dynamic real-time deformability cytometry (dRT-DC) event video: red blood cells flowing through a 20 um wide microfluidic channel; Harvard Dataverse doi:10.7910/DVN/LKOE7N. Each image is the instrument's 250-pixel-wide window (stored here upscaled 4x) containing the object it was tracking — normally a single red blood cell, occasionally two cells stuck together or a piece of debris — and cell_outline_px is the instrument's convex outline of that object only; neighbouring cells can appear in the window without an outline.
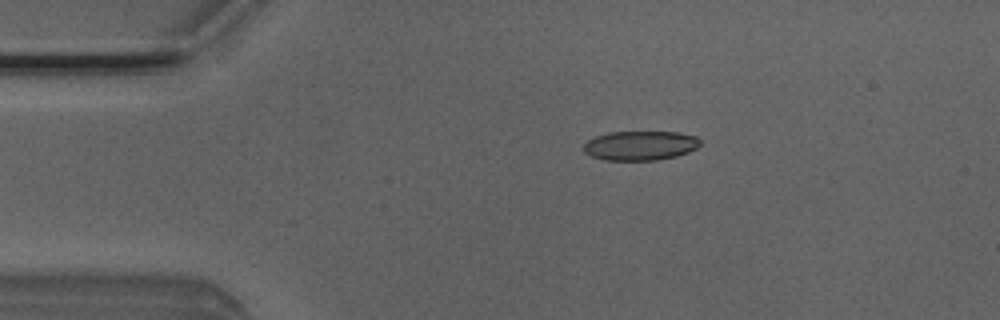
{"species": "Egyptian fruit bat (a non-hibernating species)", "species_latin": "Rousettus aegyptiacus", "temperature_condition": "room temperature", "stored_images_in_passage": 29, "camera_frame_rate_fps": 3000, "um_per_image_px": 0.085, "animal": {"sex": "male"}, "frame": {"image": 1, "passage_image": 1, "time_ms": 0.0, "image_size_px": [1000, 320], "cell_outline_px": [[700, 144], [696, 148], [688, 152], [676, 156], [656, 160], [604, 160], [592, 156], [584, 152], [584, 144], [588, 140], [596, 136], [608, 132], [680, 132], [696, 136], [700, 140]], "centroid_in_image_um": [54.43, 12.37], "position_along_channel_um": 30.6, "area_um2": 19.94}}
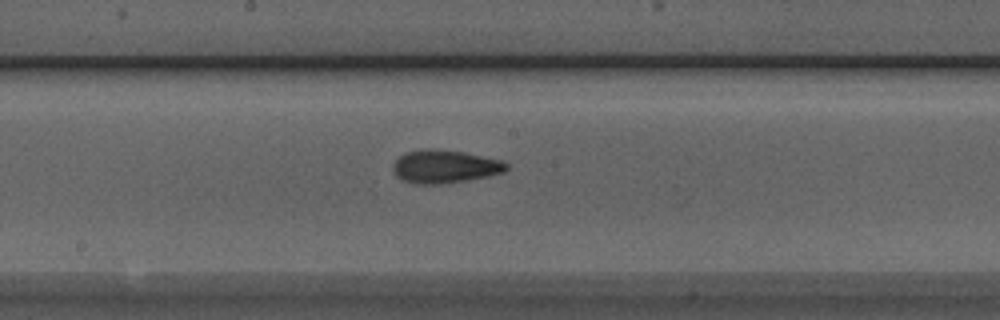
{"frame": {"image": 2, "passage_image": 18, "time_ms": 5.667, "image_size_px": [1000, 320], "cell_outline_px": [[508, 168], [504, 172], [488, 176], [468, 180], [440, 184], [412, 184], [400, 180], [396, 176], [392, 168], [392, 164], [404, 152], [424, 148], [436, 148], [464, 152], [504, 160], [508, 164]], "centroid_in_image_um": [37.79, 14.15], "position_along_channel_um": 210.4, "area_um2": 22.37}}
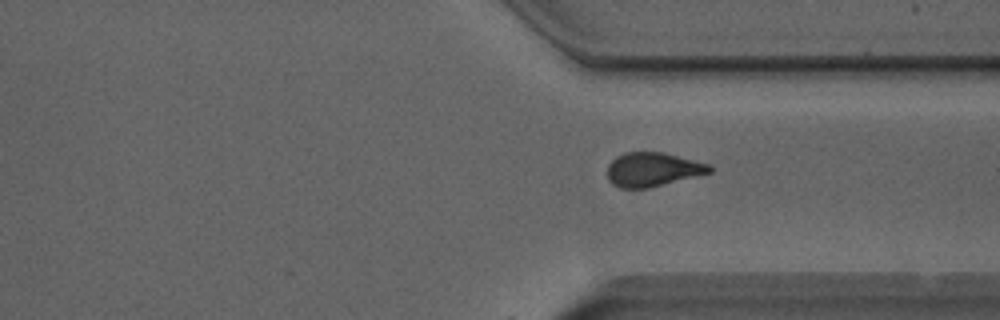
{"frame": {"image": 3, "passage_image": 29, "time_ms": 9.333, "image_size_px": [1000, 320], "cell_outline_px": [[712, 172], [648, 188], [620, 188], [612, 184], [608, 180], [608, 164], [616, 156], [624, 152], [664, 152], [712, 164]], "centroid_in_image_um": [55.49, 14.39], "position_along_channel_um": 355.9, "area_um2": 20.4}}